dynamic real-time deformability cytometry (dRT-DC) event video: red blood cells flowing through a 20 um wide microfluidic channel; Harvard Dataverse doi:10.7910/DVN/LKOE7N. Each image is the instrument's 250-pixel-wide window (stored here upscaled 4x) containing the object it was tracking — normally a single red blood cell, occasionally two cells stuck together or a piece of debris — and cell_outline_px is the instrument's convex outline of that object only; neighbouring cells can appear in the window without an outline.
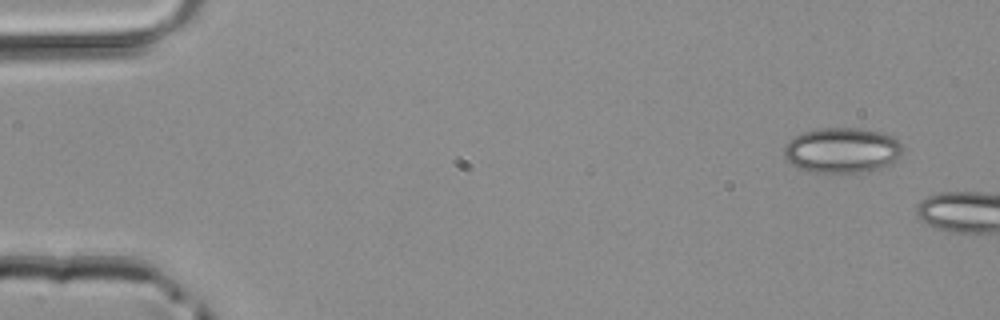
{"species": "common noctule bat (a hibernating species)", "species_latin": "Nyctalus noctula", "temperature_condition": "room temperature", "stored_images_in_passage": 2, "camera_frame_rate_fps": 3000, "um_per_image_px": 0.085, "animal": {"sex": "male", "body_mass_g": 20.4}, "frame": {"image": 1, "passage_image": 1, "time_ms": 0.0, "image_size_px": [1000, 320], "cell_outline_px": [[904, 148], [900, 156], [892, 164], [860, 172], [812, 172], [800, 168], [784, 160], [784, 148], [788, 140], [792, 136], [804, 132], [820, 128], [860, 128], [880, 132], [896, 140]], "centroid_in_image_um": [71.53, 12.76], "position_along_channel_um": 13.5, "area_um2": 31.21}}